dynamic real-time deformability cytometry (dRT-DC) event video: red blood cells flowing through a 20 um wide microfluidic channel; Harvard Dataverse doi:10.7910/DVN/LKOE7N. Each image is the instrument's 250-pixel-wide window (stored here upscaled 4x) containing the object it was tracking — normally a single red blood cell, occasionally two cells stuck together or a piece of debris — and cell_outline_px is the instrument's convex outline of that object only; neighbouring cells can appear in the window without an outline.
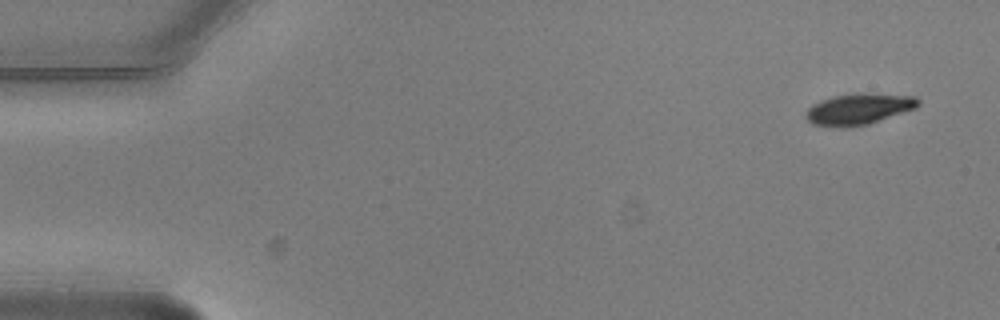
{"species": "common noctule bat (a hibernating species)", "species_latin": "Nyctalus noctula", "temperature_condition": "warm", "stored_images_in_passage": 4, "camera_frame_rate_fps": 3000, "um_per_image_px": 0.085, "animal": {"sex": "male", "body_mass_g": 20.5, "forearm_length_mm": 52.5}, "frame": {"image": 1, "passage_image": 1, "time_ms": 0.0, "image_size_px": [1000, 320], "cell_outline_px": [[920, 104], [916, 108], [868, 124], [812, 124], [804, 116], [808, 108], [812, 104], [820, 100], [836, 96], [856, 92], [916, 96], [920, 100]], "centroid_in_image_um": [73.05, 9.2], "position_along_channel_um": 11.9, "area_um2": 19.71}}